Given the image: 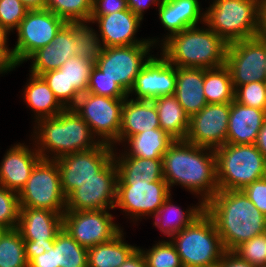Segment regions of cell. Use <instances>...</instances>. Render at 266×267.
<instances>
[{
	"label": "cell",
	"instance_id": "1",
	"mask_svg": "<svg viewBox=\"0 0 266 267\" xmlns=\"http://www.w3.org/2000/svg\"><path fill=\"white\" fill-rule=\"evenodd\" d=\"M162 168L169 189L179 184L204 204L219 191L213 149L176 140L163 155Z\"/></svg>",
	"mask_w": 266,
	"mask_h": 267
},
{
	"label": "cell",
	"instance_id": "2",
	"mask_svg": "<svg viewBox=\"0 0 266 267\" xmlns=\"http://www.w3.org/2000/svg\"><path fill=\"white\" fill-rule=\"evenodd\" d=\"M204 209L227 251L266 232V216L242 190H219L204 204Z\"/></svg>",
	"mask_w": 266,
	"mask_h": 267
},
{
	"label": "cell",
	"instance_id": "3",
	"mask_svg": "<svg viewBox=\"0 0 266 267\" xmlns=\"http://www.w3.org/2000/svg\"><path fill=\"white\" fill-rule=\"evenodd\" d=\"M34 122V146L42 159L56 160L63 155L90 150L100 144L90 126L73 108H65L55 117H45Z\"/></svg>",
	"mask_w": 266,
	"mask_h": 267
},
{
	"label": "cell",
	"instance_id": "4",
	"mask_svg": "<svg viewBox=\"0 0 266 267\" xmlns=\"http://www.w3.org/2000/svg\"><path fill=\"white\" fill-rule=\"evenodd\" d=\"M161 54L176 67L213 69L225 65L228 44L209 27H189L161 45Z\"/></svg>",
	"mask_w": 266,
	"mask_h": 267
},
{
	"label": "cell",
	"instance_id": "5",
	"mask_svg": "<svg viewBox=\"0 0 266 267\" xmlns=\"http://www.w3.org/2000/svg\"><path fill=\"white\" fill-rule=\"evenodd\" d=\"M262 0H213L204 25L227 44L259 36Z\"/></svg>",
	"mask_w": 266,
	"mask_h": 267
},
{
	"label": "cell",
	"instance_id": "6",
	"mask_svg": "<svg viewBox=\"0 0 266 267\" xmlns=\"http://www.w3.org/2000/svg\"><path fill=\"white\" fill-rule=\"evenodd\" d=\"M170 239L184 267H217L226 251L212 218L205 211Z\"/></svg>",
	"mask_w": 266,
	"mask_h": 267
},
{
	"label": "cell",
	"instance_id": "7",
	"mask_svg": "<svg viewBox=\"0 0 266 267\" xmlns=\"http://www.w3.org/2000/svg\"><path fill=\"white\" fill-rule=\"evenodd\" d=\"M219 190H242L266 177V158L255 144H229L215 149Z\"/></svg>",
	"mask_w": 266,
	"mask_h": 267
},
{
	"label": "cell",
	"instance_id": "8",
	"mask_svg": "<svg viewBox=\"0 0 266 267\" xmlns=\"http://www.w3.org/2000/svg\"><path fill=\"white\" fill-rule=\"evenodd\" d=\"M20 207L47 209L59 214L66 211V196L55 160L41 159L33 168L27 183L18 193Z\"/></svg>",
	"mask_w": 266,
	"mask_h": 267
},
{
	"label": "cell",
	"instance_id": "9",
	"mask_svg": "<svg viewBox=\"0 0 266 267\" xmlns=\"http://www.w3.org/2000/svg\"><path fill=\"white\" fill-rule=\"evenodd\" d=\"M124 99L86 92L72 108L90 126L100 143L115 147L120 133Z\"/></svg>",
	"mask_w": 266,
	"mask_h": 267
},
{
	"label": "cell",
	"instance_id": "10",
	"mask_svg": "<svg viewBox=\"0 0 266 267\" xmlns=\"http://www.w3.org/2000/svg\"><path fill=\"white\" fill-rule=\"evenodd\" d=\"M67 22L47 9L29 10L20 22L13 49L14 66L18 67L38 49L50 44Z\"/></svg>",
	"mask_w": 266,
	"mask_h": 267
},
{
	"label": "cell",
	"instance_id": "11",
	"mask_svg": "<svg viewBox=\"0 0 266 267\" xmlns=\"http://www.w3.org/2000/svg\"><path fill=\"white\" fill-rule=\"evenodd\" d=\"M153 46L137 44L103 48L95 66L128 94L142 67L152 56L149 52Z\"/></svg>",
	"mask_w": 266,
	"mask_h": 267
},
{
	"label": "cell",
	"instance_id": "12",
	"mask_svg": "<svg viewBox=\"0 0 266 267\" xmlns=\"http://www.w3.org/2000/svg\"><path fill=\"white\" fill-rule=\"evenodd\" d=\"M116 149L100 143L97 147L75 152L56 159L61 177V187L66 198L89 179L100 173L113 159Z\"/></svg>",
	"mask_w": 266,
	"mask_h": 267
},
{
	"label": "cell",
	"instance_id": "13",
	"mask_svg": "<svg viewBox=\"0 0 266 267\" xmlns=\"http://www.w3.org/2000/svg\"><path fill=\"white\" fill-rule=\"evenodd\" d=\"M170 194L166 181H117L115 208L138 222L141 217H153Z\"/></svg>",
	"mask_w": 266,
	"mask_h": 267
},
{
	"label": "cell",
	"instance_id": "14",
	"mask_svg": "<svg viewBox=\"0 0 266 267\" xmlns=\"http://www.w3.org/2000/svg\"><path fill=\"white\" fill-rule=\"evenodd\" d=\"M225 65L234 89L256 81H266V41L260 36L228 44Z\"/></svg>",
	"mask_w": 266,
	"mask_h": 267
},
{
	"label": "cell",
	"instance_id": "15",
	"mask_svg": "<svg viewBox=\"0 0 266 267\" xmlns=\"http://www.w3.org/2000/svg\"><path fill=\"white\" fill-rule=\"evenodd\" d=\"M113 219L109 210H66L63 214V229L88 249L110 241L123 230Z\"/></svg>",
	"mask_w": 266,
	"mask_h": 267
},
{
	"label": "cell",
	"instance_id": "16",
	"mask_svg": "<svg viewBox=\"0 0 266 267\" xmlns=\"http://www.w3.org/2000/svg\"><path fill=\"white\" fill-rule=\"evenodd\" d=\"M118 169L113 159L94 178L66 198V210H112L117 199Z\"/></svg>",
	"mask_w": 266,
	"mask_h": 267
},
{
	"label": "cell",
	"instance_id": "17",
	"mask_svg": "<svg viewBox=\"0 0 266 267\" xmlns=\"http://www.w3.org/2000/svg\"><path fill=\"white\" fill-rule=\"evenodd\" d=\"M229 114L230 103L207 104L190 117L185 141L213 150L225 145Z\"/></svg>",
	"mask_w": 266,
	"mask_h": 267
},
{
	"label": "cell",
	"instance_id": "18",
	"mask_svg": "<svg viewBox=\"0 0 266 267\" xmlns=\"http://www.w3.org/2000/svg\"><path fill=\"white\" fill-rule=\"evenodd\" d=\"M176 89V66L160 53L152 55L135 79L128 97L135 94V100H153L157 97L174 95ZM131 94V95H130Z\"/></svg>",
	"mask_w": 266,
	"mask_h": 267
},
{
	"label": "cell",
	"instance_id": "19",
	"mask_svg": "<svg viewBox=\"0 0 266 267\" xmlns=\"http://www.w3.org/2000/svg\"><path fill=\"white\" fill-rule=\"evenodd\" d=\"M142 19L130 9L114 12L108 15L91 16L89 24L97 23L100 35L99 40L103 48L115 46H127L137 44H158V38L136 39V32ZM158 40V41H157Z\"/></svg>",
	"mask_w": 266,
	"mask_h": 267
},
{
	"label": "cell",
	"instance_id": "20",
	"mask_svg": "<svg viewBox=\"0 0 266 267\" xmlns=\"http://www.w3.org/2000/svg\"><path fill=\"white\" fill-rule=\"evenodd\" d=\"M75 22L66 23L50 44L35 51L28 60H32L30 73L41 74L59 69L68 59L76 56Z\"/></svg>",
	"mask_w": 266,
	"mask_h": 267
},
{
	"label": "cell",
	"instance_id": "21",
	"mask_svg": "<svg viewBox=\"0 0 266 267\" xmlns=\"http://www.w3.org/2000/svg\"><path fill=\"white\" fill-rule=\"evenodd\" d=\"M41 159L36 146L31 149L24 143L12 145L0 163V186L19 193Z\"/></svg>",
	"mask_w": 266,
	"mask_h": 267
},
{
	"label": "cell",
	"instance_id": "22",
	"mask_svg": "<svg viewBox=\"0 0 266 267\" xmlns=\"http://www.w3.org/2000/svg\"><path fill=\"white\" fill-rule=\"evenodd\" d=\"M63 228V214L47 209L20 207L17 229L24 241L55 240Z\"/></svg>",
	"mask_w": 266,
	"mask_h": 267
},
{
	"label": "cell",
	"instance_id": "23",
	"mask_svg": "<svg viewBox=\"0 0 266 267\" xmlns=\"http://www.w3.org/2000/svg\"><path fill=\"white\" fill-rule=\"evenodd\" d=\"M265 119L266 110L241 105L233 100L230 103L226 143L255 144Z\"/></svg>",
	"mask_w": 266,
	"mask_h": 267
},
{
	"label": "cell",
	"instance_id": "24",
	"mask_svg": "<svg viewBox=\"0 0 266 267\" xmlns=\"http://www.w3.org/2000/svg\"><path fill=\"white\" fill-rule=\"evenodd\" d=\"M124 99L118 143L133 135L161 128L153 100Z\"/></svg>",
	"mask_w": 266,
	"mask_h": 267
},
{
	"label": "cell",
	"instance_id": "25",
	"mask_svg": "<svg viewBox=\"0 0 266 267\" xmlns=\"http://www.w3.org/2000/svg\"><path fill=\"white\" fill-rule=\"evenodd\" d=\"M204 68L176 67L175 97L191 117L208 103L204 96Z\"/></svg>",
	"mask_w": 266,
	"mask_h": 267
},
{
	"label": "cell",
	"instance_id": "26",
	"mask_svg": "<svg viewBox=\"0 0 266 267\" xmlns=\"http://www.w3.org/2000/svg\"><path fill=\"white\" fill-rule=\"evenodd\" d=\"M175 141L162 128L151 129L128 137L124 142H127L129 149L119 153V156L114 151V157L162 159L163 155Z\"/></svg>",
	"mask_w": 266,
	"mask_h": 267
},
{
	"label": "cell",
	"instance_id": "27",
	"mask_svg": "<svg viewBox=\"0 0 266 267\" xmlns=\"http://www.w3.org/2000/svg\"><path fill=\"white\" fill-rule=\"evenodd\" d=\"M23 92L24 101L35 113V121L45 117H55L61 113L65 107L55 97L45 80L38 75L29 74Z\"/></svg>",
	"mask_w": 266,
	"mask_h": 267
},
{
	"label": "cell",
	"instance_id": "28",
	"mask_svg": "<svg viewBox=\"0 0 266 267\" xmlns=\"http://www.w3.org/2000/svg\"><path fill=\"white\" fill-rule=\"evenodd\" d=\"M170 194L163 205L153 216V225L157 227L165 236L171 238L174 234L182 231L186 226L190 225L197 217L204 212V203L199 200L197 205L190 206L184 212L179 206L171 203Z\"/></svg>",
	"mask_w": 266,
	"mask_h": 267
},
{
	"label": "cell",
	"instance_id": "29",
	"mask_svg": "<svg viewBox=\"0 0 266 267\" xmlns=\"http://www.w3.org/2000/svg\"><path fill=\"white\" fill-rule=\"evenodd\" d=\"M153 102L158 112L160 127L175 140H185L190 117L175 95L157 97Z\"/></svg>",
	"mask_w": 266,
	"mask_h": 267
},
{
	"label": "cell",
	"instance_id": "30",
	"mask_svg": "<svg viewBox=\"0 0 266 267\" xmlns=\"http://www.w3.org/2000/svg\"><path fill=\"white\" fill-rule=\"evenodd\" d=\"M118 169V181H165L162 159L114 157Z\"/></svg>",
	"mask_w": 266,
	"mask_h": 267
},
{
	"label": "cell",
	"instance_id": "31",
	"mask_svg": "<svg viewBox=\"0 0 266 267\" xmlns=\"http://www.w3.org/2000/svg\"><path fill=\"white\" fill-rule=\"evenodd\" d=\"M123 230L110 241L87 249L88 267H120L137 248L124 242Z\"/></svg>",
	"mask_w": 266,
	"mask_h": 267
},
{
	"label": "cell",
	"instance_id": "32",
	"mask_svg": "<svg viewBox=\"0 0 266 267\" xmlns=\"http://www.w3.org/2000/svg\"><path fill=\"white\" fill-rule=\"evenodd\" d=\"M204 96L208 104L231 103L235 99V89L229 68L204 69Z\"/></svg>",
	"mask_w": 266,
	"mask_h": 267
},
{
	"label": "cell",
	"instance_id": "33",
	"mask_svg": "<svg viewBox=\"0 0 266 267\" xmlns=\"http://www.w3.org/2000/svg\"><path fill=\"white\" fill-rule=\"evenodd\" d=\"M55 267H88L87 249L62 228L54 240Z\"/></svg>",
	"mask_w": 266,
	"mask_h": 267
},
{
	"label": "cell",
	"instance_id": "34",
	"mask_svg": "<svg viewBox=\"0 0 266 267\" xmlns=\"http://www.w3.org/2000/svg\"><path fill=\"white\" fill-rule=\"evenodd\" d=\"M0 267H28L24 240L17 228L6 229L0 236Z\"/></svg>",
	"mask_w": 266,
	"mask_h": 267
},
{
	"label": "cell",
	"instance_id": "35",
	"mask_svg": "<svg viewBox=\"0 0 266 267\" xmlns=\"http://www.w3.org/2000/svg\"><path fill=\"white\" fill-rule=\"evenodd\" d=\"M93 0H46V9L67 23L88 22L92 14Z\"/></svg>",
	"mask_w": 266,
	"mask_h": 267
},
{
	"label": "cell",
	"instance_id": "36",
	"mask_svg": "<svg viewBox=\"0 0 266 267\" xmlns=\"http://www.w3.org/2000/svg\"><path fill=\"white\" fill-rule=\"evenodd\" d=\"M94 66V61L73 56L59 69L65 75L69 86H73L82 95L88 90L89 78Z\"/></svg>",
	"mask_w": 266,
	"mask_h": 267
},
{
	"label": "cell",
	"instance_id": "37",
	"mask_svg": "<svg viewBox=\"0 0 266 267\" xmlns=\"http://www.w3.org/2000/svg\"><path fill=\"white\" fill-rule=\"evenodd\" d=\"M88 22H75L76 56L96 61L100 56L103 46L96 32L87 24Z\"/></svg>",
	"mask_w": 266,
	"mask_h": 267
},
{
	"label": "cell",
	"instance_id": "38",
	"mask_svg": "<svg viewBox=\"0 0 266 267\" xmlns=\"http://www.w3.org/2000/svg\"><path fill=\"white\" fill-rule=\"evenodd\" d=\"M40 76L65 108H72L81 96L73 86H69L65 75L60 69L47 71Z\"/></svg>",
	"mask_w": 266,
	"mask_h": 267
},
{
	"label": "cell",
	"instance_id": "39",
	"mask_svg": "<svg viewBox=\"0 0 266 267\" xmlns=\"http://www.w3.org/2000/svg\"><path fill=\"white\" fill-rule=\"evenodd\" d=\"M147 267H184L175 246L169 240H159L147 251L141 249Z\"/></svg>",
	"mask_w": 266,
	"mask_h": 267
},
{
	"label": "cell",
	"instance_id": "40",
	"mask_svg": "<svg viewBox=\"0 0 266 267\" xmlns=\"http://www.w3.org/2000/svg\"><path fill=\"white\" fill-rule=\"evenodd\" d=\"M20 203L18 193L0 186V226L15 229L18 226Z\"/></svg>",
	"mask_w": 266,
	"mask_h": 267
},
{
	"label": "cell",
	"instance_id": "41",
	"mask_svg": "<svg viewBox=\"0 0 266 267\" xmlns=\"http://www.w3.org/2000/svg\"><path fill=\"white\" fill-rule=\"evenodd\" d=\"M235 101L261 110H266V81L250 82L235 89Z\"/></svg>",
	"mask_w": 266,
	"mask_h": 267
},
{
	"label": "cell",
	"instance_id": "42",
	"mask_svg": "<svg viewBox=\"0 0 266 267\" xmlns=\"http://www.w3.org/2000/svg\"><path fill=\"white\" fill-rule=\"evenodd\" d=\"M87 92L111 98H126L128 94L114 81L104 76L96 66L93 67Z\"/></svg>",
	"mask_w": 266,
	"mask_h": 267
},
{
	"label": "cell",
	"instance_id": "43",
	"mask_svg": "<svg viewBox=\"0 0 266 267\" xmlns=\"http://www.w3.org/2000/svg\"><path fill=\"white\" fill-rule=\"evenodd\" d=\"M233 252L254 266L266 264V232L241 243Z\"/></svg>",
	"mask_w": 266,
	"mask_h": 267
},
{
	"label": "cell",
	"instance_id": "44",
	"mask_svg": "<svg viewBox=\"0 0 266 267\" xmlns=\"http://www.w3.org/2000/svg\"><path fill=\"white\" fill-rule=\"evenodd\" d=\"M29 10L20 0H0V24L13 32Z\"/></svg>",
	"mask_w": 266,
	"mask_h": 267
},
{
	"label": "cell",
	"instance_id": "45",
	"mask_svg": "<svg viewBox=\"0 0 266 267\" xmlns=\"http://www.w3.org/2000/svg\"><path fill=\"white\" fill-rule=\"evenodd\" d=\"M159 20L163 27L169 31L161 41V45L172 35L177 34L187 27L182 23L181 19H178L177 13V0H168L161 2L158 7ZM170 33V34H169Z\"/></svg>",
	"mask_w": 266,
	"mask_h": 267
},
{
	"label": "cell",
	"instance_id": "46",
	"mask_svg": "<svg viewBox=\"0 0 266 267\" xmlns=\"http://www.w3.org/2000/svg\"><path fill=\"white\" fill-rule=\"evenodd\" d=\"M199 0H177L178 19L187 27L197 26L199 20L204 24V14L201 12Z\"/></svg>",
	"mask_w": 266,
	"mask_h": 267
},
{
	"label": "cell",
	"instance_id": "47",
	"mask_svg": "<svg viewBox=\"0 0 266 267\" xmlns=\"http://www.w3.org/2000/svg\"><path fill=\"white\" fill-rule=\"evenodd\" d=\"M242 191L256 208L266 216V177L248 184Z\"/></svg>",
	"mask_w": 266,
	"mask_h": 267
},
{
	"label": "cell",
	"instance_id": "48",
	"mask_svg": "<svg viewBox=\"0 0 266 267\" xmlns=\"http://www.w3.org/2000/svg\"><path fill=\"white\" fill-rule=\"evenodd\" d=\"M127 9V0H93L91 16H102Z\"/></svg>",
	"mask_w": 266,
	"mask_h": 267
},
{
	"label": "cell",
	"instance_id": "49",
	"mask_svg": "<svg viewBox=\"0 0 266 267\" xmlns=\"http://www.w3.org/2000/svg\"><path fill=\"white\" fill-rule=\"evenodd\" d=\"M25 257L28 264L44 252L50 251L54 247V240H45V242L24 241Z\"/></svg>",
	"mask_w": 266,
	"mask_h": 267
},
{
	"label": "cell",
	"instance_id": "50",
	"mask_svg": "<svg viewBox=\"0 0 266 267\" xmlns=\"http://www.w3.org/2000/svg\"><path fill=\"white\" fill-rule=\"evenodd\" d=\"M217 267H255L233 251H225Z\"/></svg>",
	"mask_w": 266,
	"mask_h": 267
},
{
	"label": "cell",
	"instance_id": "51",
	"mask_svg": "<svg viewBox=\"0 0 266 267\" xmlns=\"http://www.w3.org/2000/svg\"><path fill=\"white\" fill-rule=\"evenodd\" d=\"M10 31L0 24V54L14 67V53L7 45Z\"/></svg>",
	"mask_w": 266,
	"mask_h": 267
},
{
	"label": "cell",
	"instance_id": "52",
	"mask_svg": "<svg viewBox=\"0 0 266 267\" xmlns=\"http://www.w3.org/2000/svg\"><path fill=\"white\" fill-rule=\"evenodd\" d=\"M151 4H156V6L159 7L161 2L159 0H127V8L142 20L144 17V10L150 7Z\"/></svg>",
	"mask_w": 266,
	"mask_h": 267
},
{
	"label": "cell",
	"instance_id": "53",
	"mask_svg": "<svg viewBox=\"0 0 266 267\" xmlns=\"http://www.w3.org/2000/svg\"><path fill=\"white\" fill-rule=\"evenodd\" d=\"M28 267H55L54 259V247L44 252L39 256H36L29 264Z\"/></svg>",
	"mask_w": 266,
	"mask_h": 267
},
{
	"label": "cell",
	"instance_id": "54",
	"mask_svg": "<svg viewBox=\"0 0 266 267\" xmlns=\"http://www.w3.org/2000/svg\"><path fill=\"white\" fill-rule=\"evenodd\" d=\"M120 267H147L141 248L137 247Z\"/></svg>",
	"mask_w": 266,
	"mask_h": 267
},
{
	"label": "cell",
	"instance_id": "55",
	"mask_svg": "<svg viewBox=\"0 0 266 267\" xmlns=\"http://www.w3.org/2000/svg\"><path fill=\"white\" fill-rule=\"evenodd\" d=\"M255 145L258 148V150L263 154V156L266 158V119L262 125V128L258 133Z\"/></svg>",
	"mask_w": 266,
	"mask_h": 267
},
{
	"label": "cell",
	"instance_id": "56",
	"mask_svg": "<svg viewBox=\"0 0 266 267\" xmlns=\"http://www.w3.org/2000/svg\"><path fill=\"white\" fill-rule=\"evenodd\" d=\"M259 36L266 41V0L261 3L260 33Z\"/></svg>",
	"mask_w": 266,
	"mask_h": 267
},
{
	"label": "cell",
	"instance_id": "57",
	"mask_svg": "<svg viewBox=\"0 0 266 267\" xmlns=\"http://www.w3.org/2000/svg\"><path fill=\"white\" fill-rule=\"evenodd\" d=\"M28 9H46V0H20Z\"/></svg>",
	"mask_w": 266,
	"mask_h": 267
},
{
	"label": "cell",
	"instance_id": "58",
	"mask_svg": "<svg viewBox=\"0 0 266 267\" xmlns=\"http://www.w3.org/2000/svg\"><path fill=\"white\" fill-rule=\"evenodd\" d=\"M16 66H12L1 54H0V74L8 73L14 70Z\"/></svg>",
	"mask_w": 266,
	"mask_h": 267
},
{
	"label": "cell",
	"instance_id": "59",
	"mask_svg": "<svg viewBox=\"0 0 266 267\" xmlns=\"http://www.w3.org/2000/svg\"><path fill=\"white\" fill-rule=\"evenodd\" d=\"M5 230H6L5 228H3L2 226H0V236H1V234H2Z\"/></svg>",
	"mask_w": 266,
	"mask_h": 267
},
{
	"label": "cell",
	"instance_id": "60",
	"mask_svg": "<svg viewBox=\"0 0 266 267\" xmlns=\"http://www.w3.org/2000/svg\"><path fill=\"white\" fill-rule=\"evenodd\" d=\"M255 267H266V264L258 265V266H255Z\"/></svg>",
	"mask_w": 266,
	"mask_h": 267
}]
</instances>
